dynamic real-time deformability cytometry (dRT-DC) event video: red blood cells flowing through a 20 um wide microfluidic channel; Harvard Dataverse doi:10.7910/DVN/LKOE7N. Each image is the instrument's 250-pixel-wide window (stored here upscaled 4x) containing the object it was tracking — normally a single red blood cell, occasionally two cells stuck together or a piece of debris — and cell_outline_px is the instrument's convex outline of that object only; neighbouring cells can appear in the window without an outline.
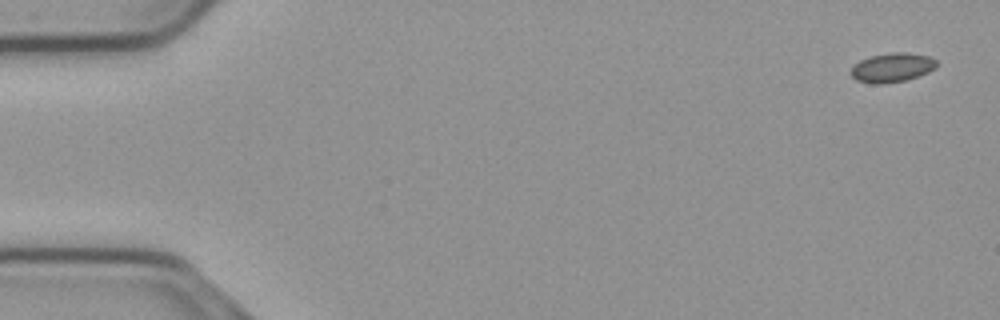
{"species": "common noctule bat (a hibernating species)", "species_latin": "Nyctalus noctula", "temperature_condition": "cold", "stored_images_in_passage": 10, "camera_frame_rate_fps": 3000, "um_per_image_px": 0.085, "animal": {"sex": "male", "body_mass_g": 23.1, "forearm_length_mm": 52.7}, "frame": {"image": 1, "passage_image": 1, "time_ms": 0.0, "image_size_px": [1000, 320], "cell_outline_px": [[936, 68], [928, 72], [904, 80], [884, 84], [872, 84], [856, 80], [848, 72], [860, 60], [872, 56], [888, 52], [908, 52], [928, 56], [936, 60]], "centroid_in_image_um": [75.81, 5.74], "position_along_channel_um": 9.2, "area_um2": 14.57}}